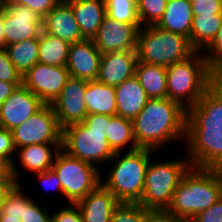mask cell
<instances>
[{
  "label": "cell",
  "mask_w": 222,
  "mask_h": 222,
  "mask_svg": "<svg viewBox=\"0 0 222 222\" xmlns=\"http://www.w3.org/2000/svg\"><path fill=\"white\" fill-rule=\"evenodd\" d=\"M139 148L156 151L179 138L188 146H204L202 124L181 104L169 98L149 99L132 120Z\"/></svg>",
  "instance_id": "6da1fadb"
},
{
  "label": "cell",
  "mask_w": 222,
  "mask_h": 222,
  "mask_svg": "<svg viewBox=\"0 0 222 222\" xmlns=\"http://www.w3.org/2000/svg\"><path fill=\"white\" fill-rule=\"evenodd\" d=\"M202 54V55H201ZM167 98L178 102L201 124L212 106V80L203 52L166 67Z\"/></svg>",
  "instance_id": "7a4b0ae2"
},
{
  "label": "cell",
  "mask_w": 222,
  "mask_h": 222,
  "mask_svg": "<svg viewBox=\"0 0 222 222\" xmlns=\"http://www.w3.org/2000/svg\"><path fill=\"white\" fill-rule=\"evenodd\" d=\"M222 197V162L205 152L183 175L167 208L173 214L196 216Z\"/></svg>",
  "instance_id": "3957f363"
},
{
  "label": "cell",
  "mask_w": 222,
  "mask_h": 222,
  "mask_svg": "<svg viewBox=\"0 0 222 222\" xmlns=\"http://www.w3.org/2000/svg\"><path fill=\"white\" fill-rule=\"evenodd\" d=\"M112 117L90 114L83 122L66 126L62 129L61 149L98 169V164L107 163L115 155L107 140V129Z\"/></svg>",
  "instance_id": "277c9868"
},
{
  "label": "cell",
  "mask_w": 222,
  "mask_h": 222,
  "mask_svg": "<svg viewBox=\"0 0 222 222\" xmlns=\"http://www.w3.org/2000/svg\"><path fill=\"white\" fill-rule=\"evenodd\" d=\"M188 158L149 162L140 204L147 210L167 209L183 175L206 152L204 146H187Z\"/></svg>",
  "instance_id": "5b68a950"
},
{
  "label": "cell",
  "mask_w": 222,
  "mask_h": 222,
  "mask_svg": "<svg viewBox=\"0 0 222 222\" xmlns=\"http://www.w3.org/2000/svg\"><path fill=\"white\" fill-rule=\"evenodd\" d=\"M120 157L115 153V164L101 184L111 191L119 203H140L144 190V180L153 150L138 148Z\"/></svg>",
  "instance_id": "8992f818"
},
{
  "label": "cell",
  "mask_w": 222,
  "mask_h": 222,
  "mask_svg": "<svg viewBox=\"0 0 222 222\" xmlns=\"http://www.w3.org/2000/svg\"><path fill=\"white\" fill-rule=\"evenodd\" d=\"M194 52L187 37L164 30L157 25L141 27L138 31V61L168 67L187 59Z\"/></svg>",
  "instance_id": "52a82bcc"
},
{
  "label": "cell",
  "mask_w": 222,
  "mask_h": 222,
  "mask_svg": "<svg viewBox=\"0 0 222 222\" xmlns=\"http://www.w3.org/2000/svg\"><path fill=\"white\" fill-rule=\"evenodd\" d=\"M51 169L60 180L63 196L70 204L81 201L101 183V169L70 156L62 149Z\"/></svg>",
  "instance_id": "ba28073f"
},
{
  "label": "cell",
  "mask_w": 222,
  "mask_h": 222,
  "mask_svg": "<svg viewBox=\"0 0 222 222\" xmlns=\"http://www.w3.org/2000/svg\"><path fill=\"white\" fill-rule=\"evenodd\" d=\"M11 132L16 149L32 144H62V128L51 104H45Z\"/></svg>",
  "instance_id": "9c48e42d"
},
{
  "label": "cell",
  "mask_w": 222,
  "mask_h": 222,
  "mask_svg": "<svg viewBox=\"0 0 222 222\" xmlns=\"http://www.w3.org/2000/svg\"><path fill=\"white\" fill-rule=\"evenodd\" d=\"M70 77L66 66L36 63L23 76L22 85L45 104H52Z\"/></svg>",
  "instance_id": "30bf717a"
},
{
  "label": "cell",
  "mask_w": 222,
  "mask_h": 222,
  "mask_svg": "<svg viewBox=\"0 0 222 222\" xmlns=\"http://www.w3.org/2000/svg\"><path fill=\"white\" fill-rule=\"evenodd\" d=\"M4 9L5 46L38 38L43 30V19L27 6L10 3L6 0Z\"/></svg>",
  "instance_id": "8fae6325"
},
{
  "label": "cell",
  "mask_w": 222,
  "mask_h": 222,
  "mask_svg": "<svg viewBox=\"0 0 222 222\" xmlns=\"http://www.w3.org/2000/svg\"><path fill=\"white\" fill-rule=\"evenodd\" d=\"M88 81L69 77L60 95L51 104L60 127L83 122L87 114L84 94Z\"/></svg>",
  "instance_id": "7c38bea8"
},
{
  "label": "cell",
  "mask_w": 222,
  "mask_h": 222,
  "mask_svg": "<svg viewBox=\"0 0 222 222\" xmlns=\"http://www.w3.org/2000/svg\"><path fill=\"white\" fill-rule=\"evenodd\" d=\"M140 28V23H121L105 15L92 40L102 55L109 52L136 50Z\"/></svg>",
  "instance_id": "4fadbf2b"
},
{
  "label": "cell",
  "mask_w": 222,
  "mask_h": 222,
  "mask_svg": "<svg viewBox=\"0 0 222 222\" xmlns=\"http://www.w3.org/2000/svg\"><path fill=\"white\" fill-rule=\"evenodd\" d=\"M45 103L22 84L0 107V127L13 130L38 112Z\"/></svg>",
  "instance_id": "5bb4252c"
},
{
  "label": "cell",
  "mask_w": 222,
  "mask_h": 222,
  "mask_svg": "<svg viewBox=\"0 0 222 222\" xmlns=\"http://www.w3.org/2000/svg\"><path fill=\"white\" fill-rule=\"evenodd\" d=\"M101 56L92 39L71 43L66 64L70 76L87 81L97 80Z\"/></svg>",
  "instance_id": "9a60e30c"
},
{
  "label": "cell",
  "mask_w": 222,
  "mask_h": 222,
  "mask_svg": "<svg viewBox=\"0 0 222 222\" xmlns=\"http://www.w3.org/2000/svg\"><path fill=\"white\" fill-rule=\"evenodd\" d=\"M137 60L136 50L103 54L97 80L105 85L116 87L135 75Z\"/></svg>",
  "instance_id": "2e32d148"
},
{
  "label": "cell",
  "mask_w": 222,
  "mask_h": 222,
  "mask_svg": "<svg viewBox=\"0 0 222 222\" xmlns=\"http://www.w3.org/2000/svg\"><path fill=\"white\" fill-rule=\"evenodd\" d=\"M43 31L67 42L75 43L85 39L74 17L71 5L61 0L42 21Z\"/></svg>",
  "instance_id": "e0dca14e"
},
{
  "label": "cell",
  "mask_w": 222,
  "mask_h": 222,
  "mask_svg": "<svg viewBox=\"0 0 222 222\" xmlns=\"http://www.w3.org/2000/svg\"><path fill=\"white\" fill-rule=\"evenodd\" d=\"M118 204L114 194L101 183L76 203L83 222H110L113 210Z\"/></svg>",
  "instance_id": "ac0fdd59"
},
{
  "label": "cell",
  "mask_w": 222,
  "mask_h": 222,
  "mask_svg": "<svg viewBox=\"0 0 222 222\" xmlns=\"http://www.w3.org/2000/svg\"><path fill=\"white\" fill-rule=\"evenodd\" d=\"M115 93L116 115L131 121L150 99L135 75L116 86Z\"/></svg>",
  "instance_id": "d6986e66"
},
{
  "label": "cell",
  "mask_w": 222,
  "mask_h": 222,
  "mask_svg": "<svg viewBox=\"0 0 222 222\" xmlns=\"http://www.w3.org/2000/svg\"><path fill=\"white\" fill-rule=\"evenodd\" d=\"M66 1L71 5L82 36L85 39H92L106 15V4L102 0Z\"/></svg>",
  "instance_id": "ffe728a7"
},
{
  "label": "cell",
  "mask_w": 222,
  "mask_h": 222,
  "mask_svg": "<svg viewBox=\"0 0 222 222\" xmlns=\"http://www.w3.org/2000/svg\"><path fill=\"white\" fill-rule=\"evenodd\" d=\"M222 138V73L213 75L212 106L202 123V141L208 152Z\"/></svg>",
  "instance_id": "44dd1931"
},
{
  "label": "cell",
  "mask_w": 222,
  "mask_h": 222,
  "mask_svg": "<svg viewBox=\"0 0 222 222\" xmlns=\"http://www.w3.org/2000/svg\"><path fill=\"white\" fill-rule=\"evenodd\" d=\"M192 19V3L188 0H168L165 12L156 25L189 39Z\"/></svg>",
  "instance_id": "7402d4cb"
},
{
  "label": "cell",
  "mask_w": 222,
  "mask_h": 222,
  "mask_svg": "<svg viewBox=\"0 0 222 222\" xmlns=\"http://www.w3.org/2000/svg\"><path fill=\"white\" fill-rule=\"evenodd\" d=\"M60 149L61 144H32L18 148L16 152L23 168L35 174L50 170Z\"/></svg>",
  "instance_id": "603a6c76"
},
{
  "label": "cell",
  "mask_w": 222,
  "mask_h": 222,
  "mask_svg": "<svg viewBox=\"0 0 222 222\" xmlns=\"http://www.w3.org/2000/svg\"><path fill=\"white\" fill-rule=\"evenodd\" d=\"M84 96L88 115H116L115 87L98 80L88 81Z\"/></svg>",
  "instance_id": "cb8c5ba5"
},
{
  "label": "cell",
  "mask_w": 222,
  "mask_h": 222,
  "mask_svg": "<svg viewBox=\"0 0 222 222\" xmlns=\"http://www.w3.org/2000/svg\"><path fill=\"white\" fill-rule=\"evenodd\" d=\"M135 76L150 99L167 98L166 67L137 60Z\"/></svg>",
  "instance_id": "d4e9b609"
},
{
  "label": "cell",
  "mask_w": 222,
  "mask_h": 222,
  "mask_svg": "<svg viewBox=\"0 0 222 222\" xmlns=\"http://www.w3.org/2000/svg\"><path fill=\"white\" fill-rule=\"evenodd\" d=\"M222 23V14L193 16L189 42L195 51L202 52L215 38Z\"/></svg>",
  "instance_id": "484cf974"
},
{
  "label": "cell",
  "mask_w": 222,
  "mask_h": 222,
  "mask_svg": "<svg viewBox=\"0 0 222 222\" xmlns=\"http://www.w3.org/2000/svg\"><path fill=\"white\" fill-rule=\"evenodd\" d=\"M4 49L21 76L39 62V37L9 44Z\"/></svg>",
  "instance_id": "4316f807"
},
{
  "label": "cell",
  "mask_w": 222,
  "mask_h": 222,
  "mask_svg": "<svg viewBox=\"0 0 222 222\" xmlns=\"http://www.w3.org/2000/svg\"><path fill=\"white\" fill-rule=\"evenodd\" d=\"M70 43L42 30L39 36V62L52 66H66Z\"/></svg>",
  "instance_id": "83f0119b"
},
{
  "label": "cell",
  "mask_w": 222,
  "mask_h": 222,
  "mask_svg": "<svg viewBox=\"0 0 222 222\" xmlns=\"http://www.w3.org/2000/svg\"><path fill=\"white\" fill-rule=\"evenodd\" d=\"M107 140L112 150L122 152L124 147L130 145V151L138 149L133 134V122L121 116L114 115L107 129Z\"/></svg>",
  "instance_id": "f1b7e54d"
},
{
  "label": "cell",
  "mask_w": 222,
  "mask_h": 222,
  "mask_svg": "<svg viewBox=\"0 0 222 222\" xmlns=\"http://www.w3.org/2000/svg\"><path fill=\"white\" fill-rule=\"evenodd\" d=\"M106 15L121 23H140L136 0H110L106 4Z\"/></svg>",
  "instance_id": "f546056e"
},
{
  "label": "cell",
  "mask_w": 222,
  "mask_h": 222,
  "mask_svg": "<svg viewBox=\"0 0 222 222\" xmlns=\"http://www.w3.org/2000/svg\"><path fill=\"white\" fill-rule=\"evenodd\" d=\"M32 199L22 192V183H17L8 193L0 210V217H19L23 218L24 206Z\"/></svg>",
  "instance_id": "4dcf8cb0"
},
{
  "label": "cell",
  "mask_w": 222,
  "mask_h": 222,
  "mask_svg": "<svg viewBox=\"0 0 222 222\" xmlns=\"http://www.w3.org/2000/svg\"><path fill=\"white\" fill-rule=\"evenodd\" d=\"M137 14L141 27L156 25L167 7L168 0H137Z\"/></svg>",
  "instance_id": "1f68e13d"
},
{
  "label": "cell",
  "mask_w": 222,
  "mask_h": 222,
  "mask_svg": "<svg viewBox=\"0 0 222 222\" xmlns=\"http://www.w3.org/2000/svg\"><path fill=\"white\" fill-rule=\"evenodd\" d=\"M110 222H147V209L140 203H119Z\"/></svg>",
  "instance_id": "d6a6232c"
},
{
  "label": "cell",
  "mask_w": 222,
  "mask_h": 222,
  "mask_svg": "<svg viewBox=\"0 0 222 222\" xmlns=\"http://www.w3.org/2000/svg\"><path fill=\"white\" fill-rule=\"evenodd\" d=\"M208 68L213 75L222 73V23L210 45L204 50Z\"/></svg>",
  "instance_id": "836d02e7"
},
{
  "label": "cell",
  "mask_w": 222,
  "mask_h": 222,
  "mask_svg": "<svg viewBox=\"0 0 222 222\" xmlns=\"http://www.w3.org/2000/svg\"><path fill=\"white\" fill-rule=\"evenodd\" d=\"M16 152L14 145V139L12 132L6 128L0 127V157L5 158L12 165V174L15 177L17 183H21L19 180L20 173L14 164L13 153Z\"/></svg>",
  "instance_id": "e575fe53"
},
{
  "label": "cell",
  "mask_w": 222,
  "mask_h": 222,
  "mask_svg": "<svg viewBox=\"0 0 222 222\" xmlns=\"http://www.w3.org/2000/svg\"><path fill=\"white\" fill-rule=\"evenodd\" d=\"M0 81L12 82L17 87L22 84V76L10 61L4 48H0Z\"/></svg>",
  "instance_id": "d590c367"
},
{
  "label": "cell",
  "mask_w": 222,
  "mask_h": 222,
  "mask_svg": "<svg viewBox=\"0 0 222 222\" xmlns=\"http://www.w3.org/2000/svg\"><path fill=\"white\" fill-rule=\"evenodd\" d=\"M46 209L41 208L40 204H36V202L32 199L27 206H24V214L23 218H21L22 222H52V214Z\"/></svg>",
  "instance_id": "8d00e7d4"
},
{
  "label": "cell",
  "mask_w": 222,
  "mask_h": 222,
  "mask_svg": "<svg viewBox=\"0 0 222 222\" xmlns=\"http://www.w3.org/2000/svg\"><path fill=\"white\" fill-rule=\"evenodd\" d=\"M10 3L27 6L42 19L61 1V0H8Z\"/></svg>",
  "instance_id": "74e56055"
},
{
  "label": "cell",
  "mask_w": 222,
  "mask_h": 222,
  "mask_svg": "<svg viewBox=\"0 0 222 222\" xmlns=\"http://www.w3.org/2000/svg\"><path fill=\"white\" fill-rule=\"evenodd\" d=\"M193 16L222 14V0H204L192 2Z\"/></svg>",
  "instance_id": "f35d334b"
},
{
  "label": "cell",
  "mask_w": 222,
  "mask_h": 222,
  "mask_svg": "<svg viewBox=\"0 0 222 222\" xmlns=\"http://www.w3.org/2000/svg\"><path fill=\"white\" fill-rule=\"evenodd\" d=\"M52 222H83L82 214L76 204H68L52 213Z\"/></svg>",
  "instance_id": "ab89813d"
},
{
  "label": "cell",
  "mask_w": 222,
  "mask_h": 222,
  "mask_svg": "<svg viewBox=\"0 0 222 222\" xmlns=\"http://www.w3.org/2000/svg\"><path fill=\"white\" fill-rule=\"evenodd\" d=\"M198 222H222V197L195 216Z\"/></svg>",
  "instance_id": "60d3db41"
},
{
  "label": "cell",
  "mask_w": 222,
  "mask_h": 222,
  "mask_svg": "<svg viewBox=\"0 0 222 222\" xmlns=\"http://www.w3.org/2000/svg\"><path fill=\"white\" fill-rule=\"evenodd\" d=\"M35 174V177L39 179L38 181L46 186V190H49V188L50 190H57L63 195L60 180L52 169Z\"/></svg>",
  "instance_id": "b9f144b4"
},
{
  "label": "cell",
  "mask_w": 222,
  "mask_h": 222,
  "mask_svg": "<svg viewBox=\"0 0 222 222\" xmlns=\"http://www.w3.org/2000/svg\"><path fill=\"white\" fill-rule=\"evenodd\" d=\"M147 222H181V217L167 209L147 210Z\"/></svg>",
  "instance_id": "7bdbcfd3"
},
{
  "label": "cell",
  "mask_w": 222,
  "mask_h": 222,
  "mask_svg": "<svg viewBox=\"0 0 222 222\" xmlns=\"http://www.w3.org/2000/svg\"><path fill=\"white\" fill-rule=\"evenodd\" d=\"M0 180H15L12 165L3 157H0Z\"/></svg>",
  "instance_id": "ee69618b"
},
{
  "label": "cell",
  "mask_w": 222,
  "mask_h": 222,
  "mask_svg": "<svg viewBox=\"0 0 222 222\" xmlns=\"http://www.w3.org/2000/svg\"><path fill=\"white\" fill-rule=\"evenodd\" d=\"M16 88L12 82L0 81V107Z\"/></svg>",
  "instance_id": "f6af8a7d"
},
{
  "label": "cell",
  "mask_w": 222,
  "mask_h": 222,
  "mask_svg": "<svg viewBox=\"0 0 222 222\" xmlns=\"http://www.w3.org/2000/svg\"><path fill=\"white\" fill-rule=\"evenodd\" d=\"M16 184V180H0V210L6 196Z\"/></svg>",
  "instance_id": "bcb514c9"
},
{
  "label": "cell",
  "mask_w": 222,
  "mask_h": 222,
  "mask_svg": "<svg viewBox=\"0 0 222 222\" xmlns=\"http://www.w3.org/2000/svg\"><path fill=\"white\" fill-rule=\"evenodd\" d=\"M207 153L213 154L222 162V138Z\"/></svg>",
  "instance_id": "7dc6e473"
},
{
  "label": "cell",
  "mask_w": 222,
  "mask_h": 222,
  "mask_svg": "<svg viewBox=\"0 0 222 222\" xmlns=\"http://www.w3.org/2000/svg\"><path fill=\"white\" fill-rule=\"evenodd\" d=\"M5 47L4 37V9L0 8V48Z\"/></svg>",
  "instance_id": "c3c4849f"
},
{
  "label": "cell",
  "mask_w": 222,
  "mask_h": 222,
  "mask_svg": "<svg viewBox=\"0 0 222 222\" xmlns=\"http://www.w3.org/2000/svg\"><path fill=\"white\" fill-rule=\"evenodd\" d=\"M0 222H22L19 217H0Z\"/></svg>",
  "instance_id": "681fc988"
},
{
  "label": "cell",
  "mask_w": 222,
  "mask_h": 222,
  "mask_svg": "<svg viewBox=\"0 0 222 222\" xmlns=\"http://www.w3.org/2000/svg\"><path fill=\"white\" fill-rule=\"evenodd\" d=\"M181 222H198V219L195 216H183Z\"/></svg>",
  "instance_id": "f907efd6"
},
{
  "label": "cell",
  "mask_w": 222,
  "mask_h": 222,
  "mask_svg": "<svg viewBox=\"0 0 222 222\" xmlns=\"http://www.w3.org/2000/svg\"><path fill=\"white\" fill-rule=\"evenodd\" d=\"M5 1H6V0H0V8L3 7V4H4Z\"/></svg>",
  "instance_id": "816d5d0a"
},
{
  "label": "cell",
  "mask_w": 222,
  "mask_h": 222,
  "mask_svg": "<svg viewBox=\"0 0 222 222\" xmlns=\"http://www.w3.org/2000/svg\"><path fill=\"white\" fill-rule=\"evenodd\" d=\"M190 3L194 2V1H204V0H188Z\"/></svg>",
  "instance_id": "f5cc1de1"
},
{
  "label": "cell",
  "mask_w": 222,
  "mask_h": 222,
  "mask_svg": "<svg viewBox=\"0 0 222 222\" xmlns=\"http://www.w3.org/2000/svg\"><path fill=\"white\" fill-rule=\"evenodd\" d=\"M105 4H107L110 0H102Z\"/></svg>",
  "instance_id": "db71d44e"
}]
</instances>
